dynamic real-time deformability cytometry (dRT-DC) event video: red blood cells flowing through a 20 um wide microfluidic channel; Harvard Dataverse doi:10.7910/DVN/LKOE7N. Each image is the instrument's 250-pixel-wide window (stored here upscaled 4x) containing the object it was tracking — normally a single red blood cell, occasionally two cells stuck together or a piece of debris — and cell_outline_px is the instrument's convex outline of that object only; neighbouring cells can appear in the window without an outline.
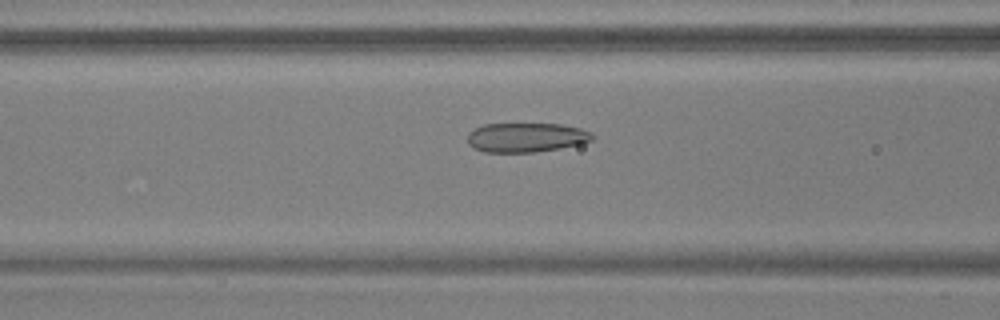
{"species": "common noctule bat (a hibernating species)", "species_latin": "Nyctalus noctula", "temperature_condition": "warm", "stored_images_in_passage": 55, "camera_frame_rate_fps": 3000, "um_per_image_px": 0.085, "animal": {"sex": "male", "body_mass_g": 17.9, "forearm_length_mm": 54.2}, "frame": {"image": 1, "passage_image": 23, "time_ms": 7.333, "image_size_px": [1000, 320], "cell_outline_px": [[596, 136], [592, 140], [580, 144], [560, 148], [536, 152], [484, 152], [472, 148], [468, 144], [468, 132], [484, 124], [560, 124], [580, 128], [592, 132]], "centroid_in_image_um": [44.73, 11.69], "position_along_channel_um": 121.9, "area_um2": 21.5}}
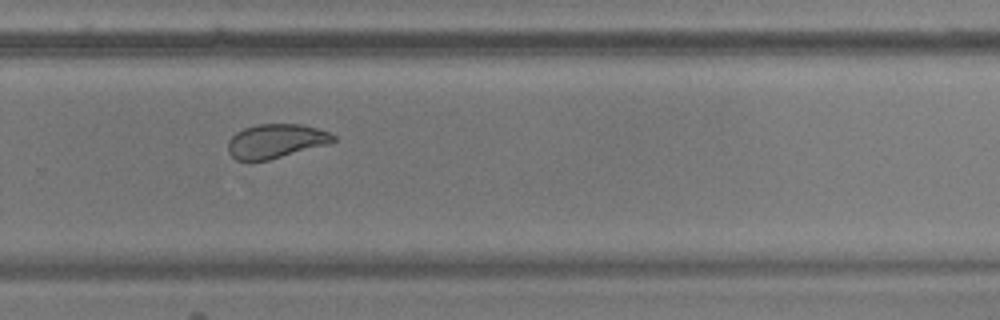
{"frame": {"image": 2, "passage_image": 38, "time_ms": 12.333, "image_size_px": [1000, 320], "cell_outline_px": [[336, 140], [328, 144], [268, 160], [236, 160], [228, 152], [228, 140], [236, 132], [244, 128], [256, 124], [300, 124], [316, 128], [328, 132], [336, 136]], "centroid_in_image_um": [23.43, 11.98], "position_along_channel_um": 306.4, "area_um2": 20.81}}
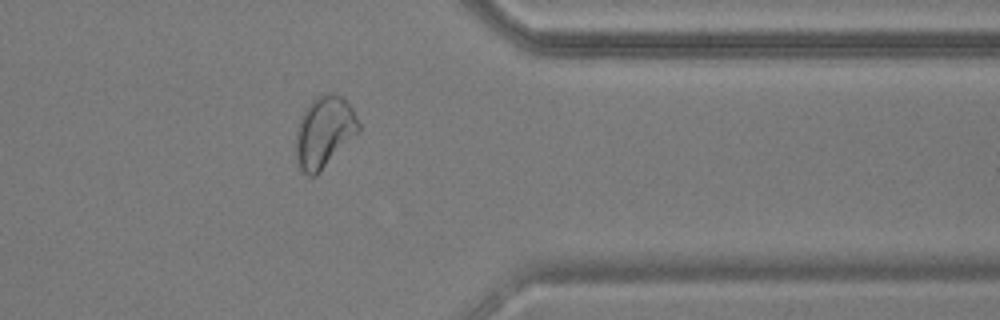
{"frame": {"image": 3, "passage_image": 45, "time_ms": 14.667, "image_size_px": [1000, 320], "cell_outline_px": [[360, 132], [316, 176], [308, 176], [300, 168], [296, 156], [296, 132], [300, 116], [308, 104], [316, 96], [324, 92], [332, 92], [340, 96], [352, 108], [360, 124]], "centroid_in_image_um": [27.56, 11.21], "position_along_channel_um": 383.8, "area_um2": 26.3}, "authors_computed_cell_mechanics": {"area_um2": 24.4494, "velocity_mm_per_s": 3.6911, "shape_relaxation_time_tau1_ms": null, "shape_relaxation_time_tau2_ms": 1.0546, "deformation_change_tau1": null, "deformation_change_tau2": 0.0616}}